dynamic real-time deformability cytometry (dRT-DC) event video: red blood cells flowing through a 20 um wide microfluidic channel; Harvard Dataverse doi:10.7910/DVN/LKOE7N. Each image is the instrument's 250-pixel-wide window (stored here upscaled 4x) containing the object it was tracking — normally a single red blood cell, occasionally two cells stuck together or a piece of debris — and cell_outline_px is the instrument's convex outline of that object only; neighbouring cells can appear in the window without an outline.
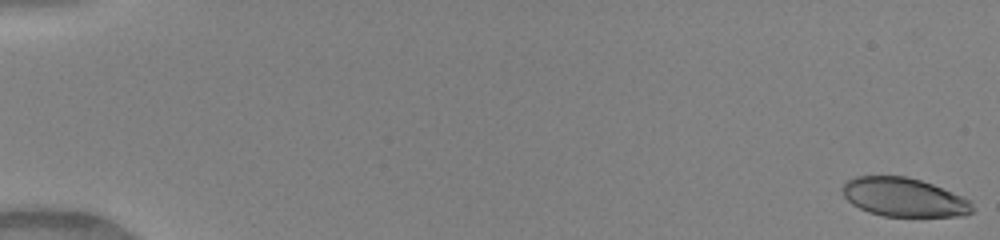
{"species": "human", "species_latin": "Homo sapiens", "temperature_condition": "warm", "stored_images_in_passage": 50, "camera_frame_rate_fps": 3000, "um_per_image_px": 0.085, "donor": {"sex": "female"}, "frame": {"image": 1, "passage_image": 1, "time_ms": 0.0, "image_size_px": [1000, 240], "cell_outline_px": [[976, 208], [972, 212], [964, 216], [884, 216], [868, 212], [852, 204], [844, 196], [840, 188], [848, 180], [856, 176], [904, 176], [920, 180], [932, 184], [952, 192], [968, 200]], "centroid_in_image_um": [76.82, 16.77], "position_along_channel_um": 8.2, "area_um2": 29.25}}
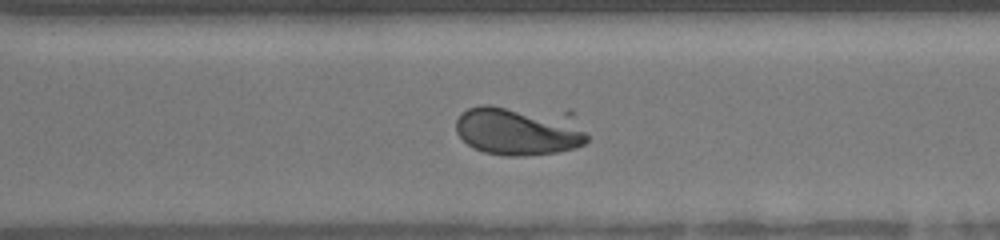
{"frame": {"image": 2, "passage_image": 37, "time_ms": 12.0, "image_size_px": [1000, 240], "cell_outline_px": [[588, 140], [584, 144], [572, 148], [556, 152], [524, 156], [508, 156], [484, 152], [472, 148], [456, 132], [456, 120], [468, 108], [480, 104], [488, 104], [568, 108], [576, 112], [588, 136]], "centroid_in_image_um": [44.25, 11.0], "position_along_channel_um": 326.3, "area_um2": 40.17}}
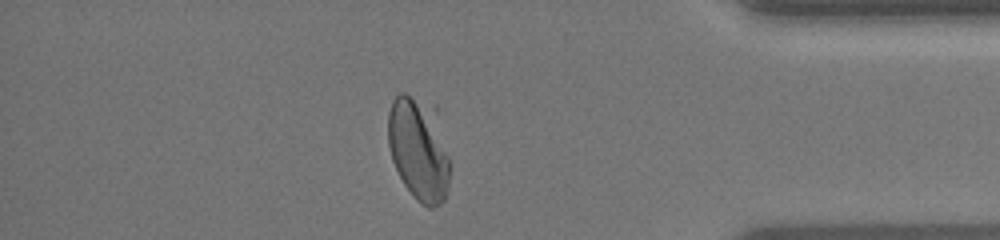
{"frame": {"image": 3, "passage_image": 44, "time_ms": 14.333, "image_size_px": [1000, 240], "cell_outline_px": [[448, 192], [444, 200], [440, 204], [432, 208], [428, 208], [420, 204], [416, 200], [404, 184], [392, 160], [388, 144], [388, 112], [392, 100], [400, 92], [404, 92], [436, 104], [440, 108], [448, 160]], "centroid_in_image_um": [35.62, 12.58], "position_along_channel_um": 399.6, "area_um2": 38.38}}